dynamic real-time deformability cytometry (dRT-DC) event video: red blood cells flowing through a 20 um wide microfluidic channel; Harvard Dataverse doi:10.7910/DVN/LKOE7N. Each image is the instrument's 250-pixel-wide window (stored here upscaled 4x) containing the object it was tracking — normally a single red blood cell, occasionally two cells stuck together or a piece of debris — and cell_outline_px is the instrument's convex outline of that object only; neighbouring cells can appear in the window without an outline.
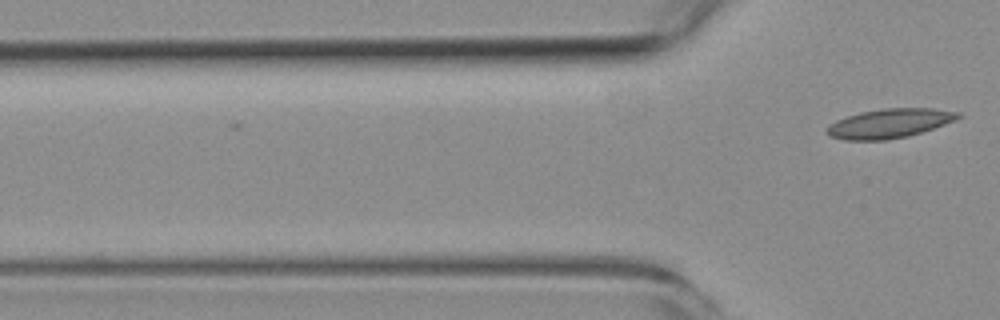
{"species": "common noctule bat (a hibernating species)", "species_latin": "Nyctalus noctula", "temperature_condition": "room temperature", "stored_images_in_passage": 3, "camera_frame_rate_fps": 3000, "um_per_image_px": 0.085, "animal": {"sex": "female", "body_mass_g": 19.3, "forearm_length_mm": 54.1}, "frame": {"image": 1, "passage_image": 3, "time_ms": 3.0, "image_size_px": [1000, 320], "cell_outline_px": [[960, 116], [956, 120], [908, 136], [884, 140], [844, 140], [832, 136], [824, 132], [824, 128], [828, 124], [836, 120], [860, 112], [884, 108], [932, 108], [960, 112]], "centroid_in_image_um": [75.55, 10.48], "position_along_channel_um": 50.2, "area_um2": 22.31}}